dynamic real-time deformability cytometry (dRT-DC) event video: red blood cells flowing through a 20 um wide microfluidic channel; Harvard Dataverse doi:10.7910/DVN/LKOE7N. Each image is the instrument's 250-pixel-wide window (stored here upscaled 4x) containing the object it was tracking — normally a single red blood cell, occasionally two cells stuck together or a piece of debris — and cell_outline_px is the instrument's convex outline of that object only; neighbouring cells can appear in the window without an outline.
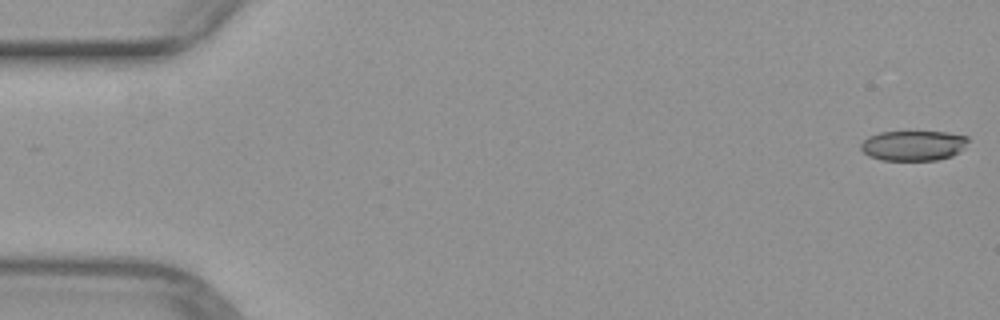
{"species": "common noctule bat (a hibernating species)", "species_latin": "Nyctalus noctula", "temperature_condition": "warm", "stored_images_in_passage": 14, "camera_frame_rate_fps": 3000, "um_per_image_px": 0.085, "animal": {"sex": "female", "body_mass_g": 29.2, "forearm_length_mm": 56.3}, "frame": {"image": 1, "passage_image": 1, "time_ms": 0.0, "image_size_px": [1000, 320], "cell_outline_px": [[968, 140], [964, 148], [960, 152], [952, 156], [936, 160], [880, 160], [868, 156], [860, 148], [860, 144], [868, 136], [880, 132], [948, 132], [968, 136]], "centroid_in_image_um": [77.63, 12.37], "position_along_channel_um": 7.4, "area_um2": 18.96}}
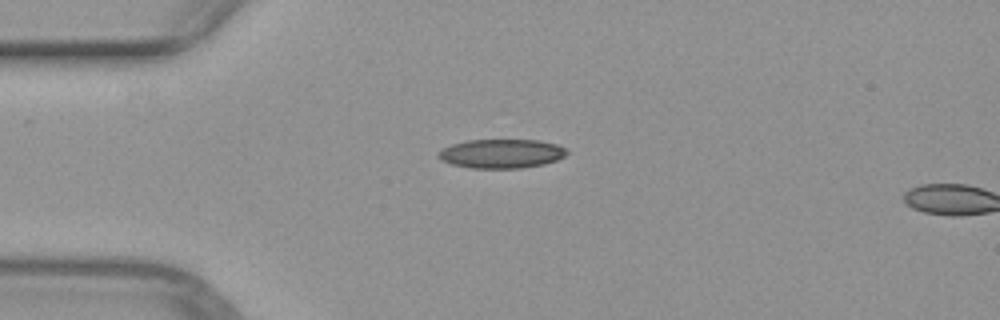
{"frame": {"image": 2, "passage_image": 13, "time_ms": 4.0, "image_size_px": [1000, 320], "cell_outline_px": [[568, 152], [564, 156], [556, 160], [544, 164], [524, 168], [472, 168], [452, 164], [440, 160], [436, 156], [440, 148], [452, 144], [468, 140], [536, 140], [556, 144], [564, 148]], "centroid_in_image_um": [42.57, 13.06], "position_along_channel_um": 42.4, "area_um2": 21.79}}